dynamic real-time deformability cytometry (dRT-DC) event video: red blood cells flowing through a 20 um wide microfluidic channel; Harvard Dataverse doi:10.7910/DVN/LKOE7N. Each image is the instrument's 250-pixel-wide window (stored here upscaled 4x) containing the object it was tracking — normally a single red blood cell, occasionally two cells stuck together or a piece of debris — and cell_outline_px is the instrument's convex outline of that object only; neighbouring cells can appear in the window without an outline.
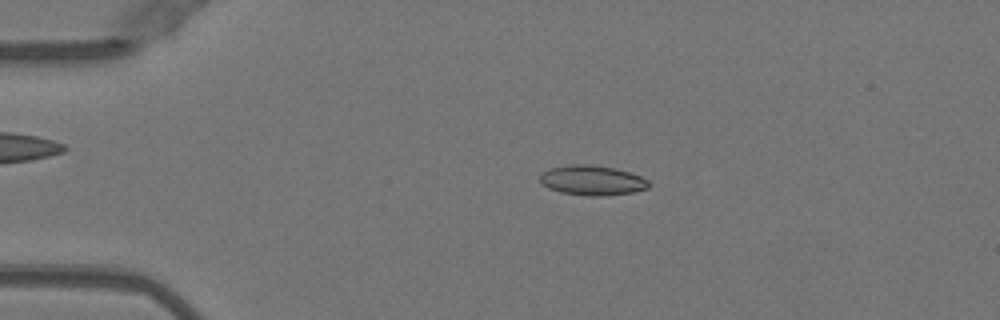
{"species": "Egyptian fruit bat (a non-hibernating species)", "species_latin": "Rousettus aegyptiacus", "temperature_condition": "warm", "stored_images_in_passage": 50, "camera_frame_rate_fps": 3000, "um_per_image_px": 0.085, "animal": {"sex": "female"}, "frame": {"image": 1, "passage_image": 10, "time_ms": 3.0, "image_size_px": [1000, 320], "cell_outline_px": [[652, 184], [648, 188], [632, 192], [604, 196], [588, 196], [560, 192], [548, 188], [540, 184], [540, 176], [544, 172], [552, 168], [572, 164], [592, 164], [616, 168], [640, 176], [648, 180]], "centroid_in_image_um": [50.35, 15.33], "position_along_channel_um": 34.7, "area_um2": 19.02}}
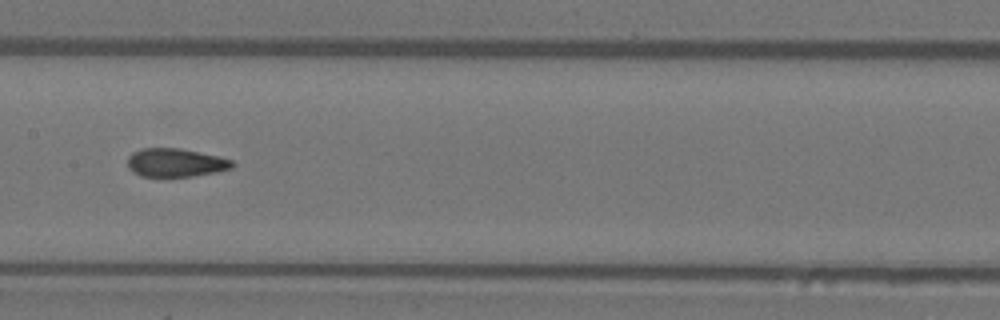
{"frame": {"image": 2, "passage_image": 25, "time_ms": 8.0, "image_size_px": [1000, 320], "cell_outline_px": [[236, 164], [232, 168], [216, 172], [192, 176], [140, 176], [132, 172], [128, 168], [128, 156], [132, 152], [144, 148], [180, 148], [220, 156], [232, 160]], "centroid_in_image_um": [14.93, 13.82], "position_along_channel_um": 192.5, "area_um2": 17.46}}
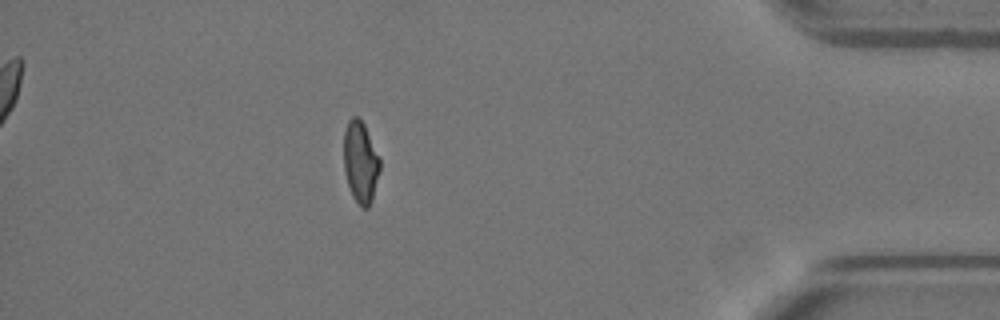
{"frame": {"image": 3, "passage_image": 44, "time_ms": 14.333, "image_size_px": [1000, 320], "cell_outline_px": [[380, 168], [372, 200], [368, 208], [360, 208], [352, 196], [344, 172], [344, 132], [348, 120], [352, 116], [356, 116], [364, 124], [380, 160]], "centroid_in_image_um": [30.63, 13.81], "position_along_channel_um": 404.6, "area_um2": 17.11}, "authors_computed_cell_mechanics": {"area_um2": 18.0336, "velocity_mm_per_s": 4.0224, "shape_relaxation_time_tau1_ms": null, "shape_relaxation_time_tau2_ms": 0.9324, "deformation_change_tau1": null, "deformation_change_tau2": 0.0644}}